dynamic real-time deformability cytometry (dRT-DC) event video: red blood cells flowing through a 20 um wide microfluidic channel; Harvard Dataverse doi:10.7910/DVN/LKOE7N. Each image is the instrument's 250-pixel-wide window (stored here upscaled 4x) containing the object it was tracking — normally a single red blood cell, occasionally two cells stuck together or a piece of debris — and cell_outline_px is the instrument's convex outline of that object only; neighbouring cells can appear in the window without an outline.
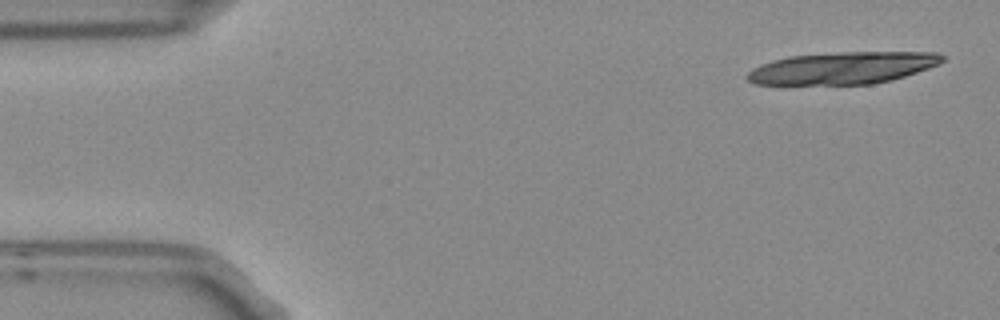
{"species": "Egyptian fruit bat (a non-hibernating species)", "species_latin": "Rousettus aegyptiacus", "temperature_condition": "room temperature", "stored_images_in_passage": 9, "camera_frame_rate_fps": 3000, "um_per_image_px": 0.085, "frame": {"image": 1, "passage_image": 1, "time_ms": 0.0, "image_size_px": [1000, 320], "cell_outline_px": [[944, 60], [940, 64], [892, 80], [872, 84], [752, 84], [744, 76], [752, 68], [760, 64], [772, 60], [788, 56], [840, 52], [936, 52], [944, 56]], "centroid_in_image_um": [71.6, 5.77], "position_along_channel_um": 13.4, "area_um2": 36.53}}
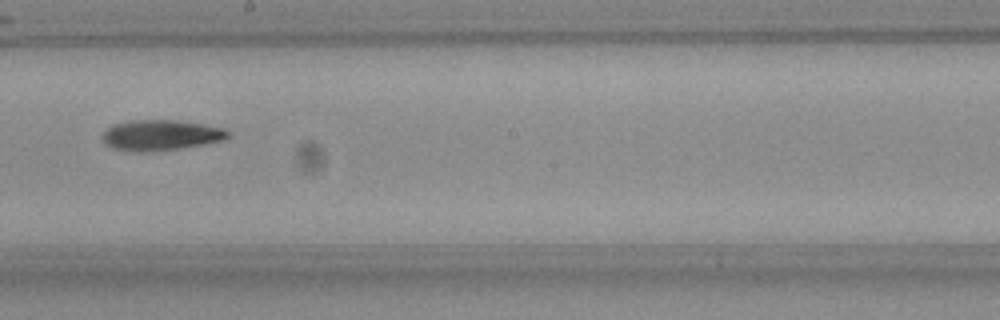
{"frame": {"image": 2, "passage_image": 9, "time_ms": 2.667, "image_size_px": [1000, 320], "cell_outline_px": [[232, 136], [220, 140], [204, 144], [180, 148], [148, 152], [136, 152], [112, 148], [104, 144], [100, 140], [100, 136], [112, 124], [132, 120], [176, 120], [204, 124], [224, 128], [232, 132]], "centroid_in_image_um": [13.64, 11.49], "position_along_channel_um": 234.6, "area_um2": 22.66}}